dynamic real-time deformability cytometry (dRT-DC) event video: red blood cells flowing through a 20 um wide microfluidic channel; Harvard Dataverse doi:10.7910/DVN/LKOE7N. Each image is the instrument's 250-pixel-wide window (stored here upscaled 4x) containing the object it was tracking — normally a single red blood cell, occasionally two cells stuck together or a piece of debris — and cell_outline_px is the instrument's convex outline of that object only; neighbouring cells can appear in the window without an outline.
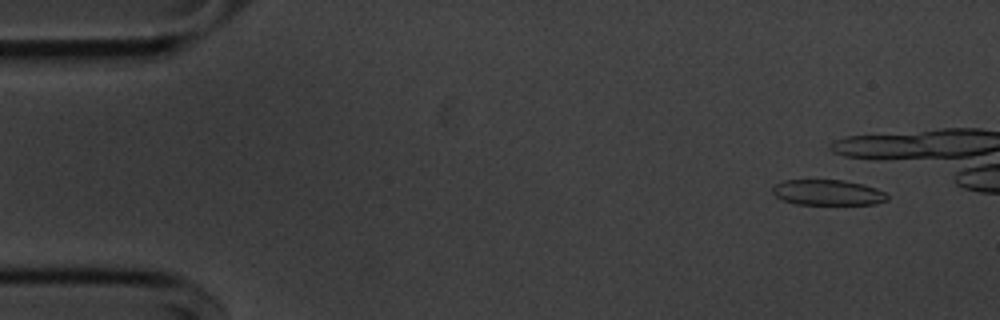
{"species": "common noctule bat (a hibernating species)", "species_latin": "Nyctalus noctula", "temperature_condition": "cold", "stored_images_in_passage": 8, "camera_frame_rate_fps": 3000, "um_per_image_px": 0.085, "animal": {"sex": "male", "body_mass_g": 20.1, "forearm_length_mm": 53.5}, "frame": {"image": 1, "passage_image": 4, "time_ms": 1.0, "image_size_px": [1000, 320], "cell_outline_px": [[888, 200], [876, 204], [796, 204], [784, 200], [776, 196], [772, 192], [772, 188], [776, 184], [784, 180], [844, 180], [864, 184], [876, 188], [884, 192], [888, 196]], "centroid_in_image_um": [70.38, 16.36], "position_along_channel_um": 14.6, "area_um2": 17.05}}